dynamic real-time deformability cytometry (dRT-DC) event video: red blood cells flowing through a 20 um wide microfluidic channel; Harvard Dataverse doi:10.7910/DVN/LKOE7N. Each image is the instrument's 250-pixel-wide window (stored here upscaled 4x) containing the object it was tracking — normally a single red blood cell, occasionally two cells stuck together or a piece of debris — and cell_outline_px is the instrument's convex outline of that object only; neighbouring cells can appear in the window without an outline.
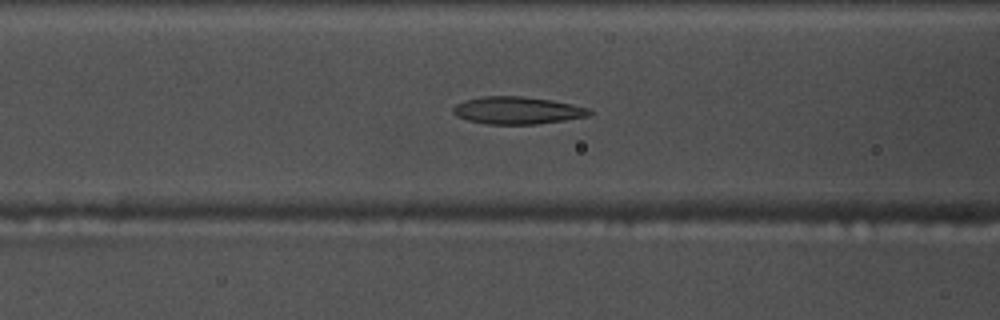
{"species": "common noctule bat (a hibernating species)", "species_latin": "Nyctalus noctula", "temperature_condition": "warm", "stored_images_in_passage": 54, "camera_frame_rate_fps": 3000, "um_per_image_px": 0.085, "animal": {"sex": "male", "body_mass_g": 17.5, "forearm_length_mm": 52.3}, "frame": {"image": 1, "passage_image": 21, "time_ms": 6.667, "image_size_px": [1000, 320], "cell_outline_px": [[592, 112], [588, 116], [564, 120], [536, 124], [488, 124], [468, 120], [456, 116], [452, 112], [452, 108], [456, 104], [464, 100], [480, 96], [520, 96], [552, 100], [572, 104], [588, 108]], "centroid_in_image_um": [43.93, 9.38], "position_along_channel_um": 122.7, "area_um2": 21.73}}
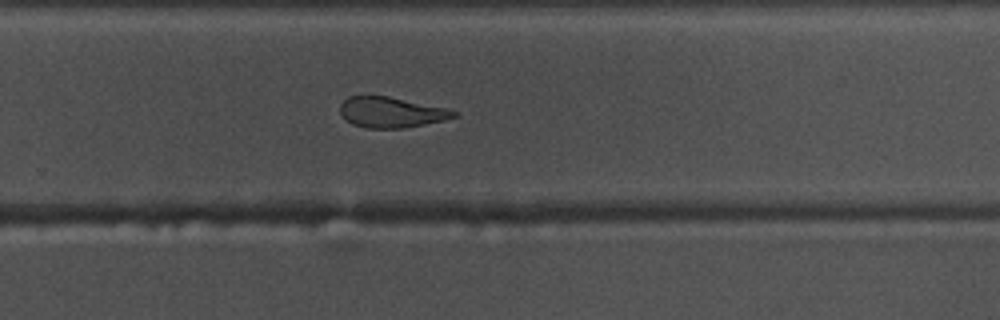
{"frame": {"image": 2, "passage_image": 35, "time_ms": 11.333, "image_size_px": [1000, 320], "cell_outline_px": [[460, 116], [444, 120], [404, 128], [364, 128], [352, 124], [340, 112], [340, 104], [348, 96], [388, 96], [444, 108], [456, 112]], "centroid_in_image_um": [33.23, 9.55], "position_along_channel_um": 296.6, "area_um2": 20.0}}
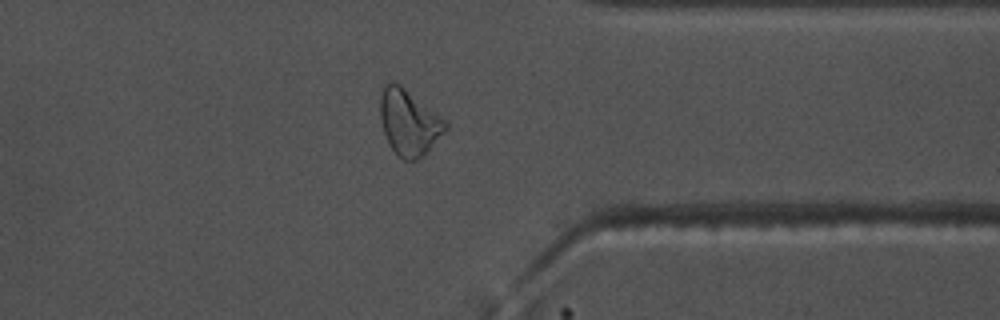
{"frame": {"image": 3, "passage_image": 42, "time_ms": 13.667, "image_size_px": [1000, 320], "cell_outline_px": [[448, 128], [428, 152], [416, 160], [404, 160], [396, 156], [388, 144], [384, 132], [380, 116], [380, 96], [384, 84], [392, 80], [400, 84], [444, 120], [448, 124]], "centroid_in_image_um": [34.73, 10.43], "position_along_channel_um": 376.7, "area_um2": 24.97}, "authors_computed_cell_mechanics": {"area_um2": 22.5131, "velocity_mm_per_s": 3.7342, "shape_relaxation_time_tau1_ms": null, "shape_relaxation_time_tau2_ms": 3.4025, "deformation_change_tau1": null, "deformation_change_tau2": 0.1227}}